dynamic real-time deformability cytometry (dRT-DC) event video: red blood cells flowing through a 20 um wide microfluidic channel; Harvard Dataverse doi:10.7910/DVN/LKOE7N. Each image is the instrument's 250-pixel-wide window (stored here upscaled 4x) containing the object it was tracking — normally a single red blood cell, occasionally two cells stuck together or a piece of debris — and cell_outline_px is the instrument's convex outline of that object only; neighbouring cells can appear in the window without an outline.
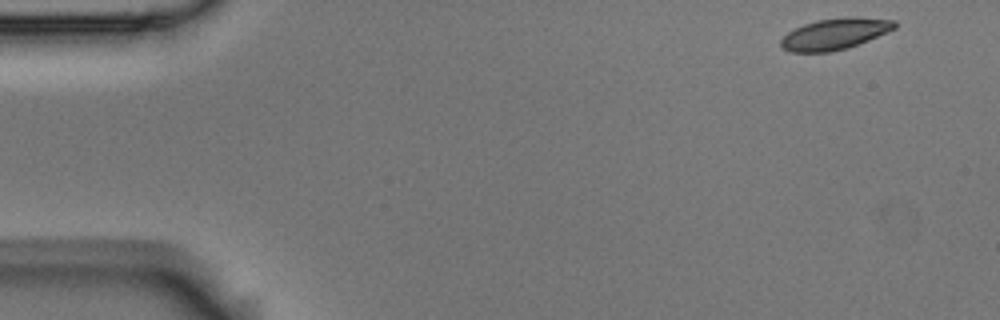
{"species": "Egyptian fruit bat (a non-hibernating species)", "species_latin": "Rousettus aegyptiacus", "temperature_condition": "room temperature", "stored_images_in_passage": 5, "camera_frame_rate_fps": 3000, "um_per_image_px": 0.085, "animal": {"sex": "male"}, "frame": {"image": 1, "passage_image": 1, "time_ms": 0.0, "image_size_px": [1000, 320], "cell_outline_px": [[896, 28], [868, 40], [844, 48], [828, 52], [792, 52], [784, 48], [780, 44], [780, 40], [788, 32], [804, 24], [816, 20], [848, 16], [856, 16], [896, 20]], "centroid_in_image_um": [70.98, 2.86], "position_along_channel_um": 14.0, "area_um2": 20.52}}
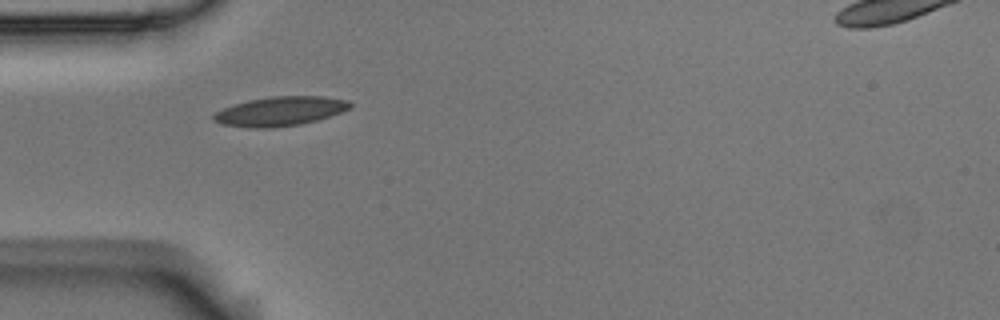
{"frame": {"image": 2, "passage_image": 4, "time_ms": 1.0, "image_size_px": [1000, 320], "cell_outline_px": [[352, 108], [316, 120], [300, 124], [268, 128], [252, 128], [224, 124], [212, 120], [212, 116], [216, 112], [224, 108], [248, 100], [272, 96], [324, 96], [348, 100], [352, 104]], "centroid_in_image_um": [23.83, 9.45], "position_along_channel_um": 61.2, "area_um2": 23.06}}
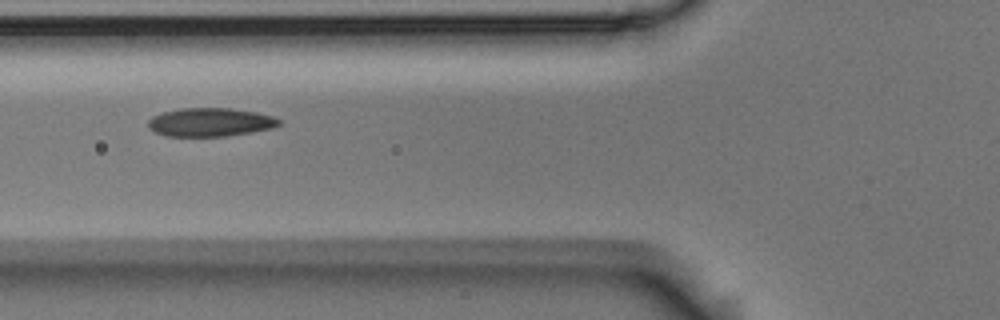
{"frame": {"image": 3, "passage_image": 5, "time_ms": 1.333, "image_size_px": [1000, 320], "cell_outline_px": [[280, 124], [276, 128], [228, 136], [168, 136], [156, 132], [148, 128], [148, 120], [152, 116], [164, 112], [180, 108], [232, 108], [256, 112], [276, 116], [280, 120]], "centroid_in_image_um": [17.92, 10.38], "position_along_channel_um": 107.9, "area_um2": 21.96}}